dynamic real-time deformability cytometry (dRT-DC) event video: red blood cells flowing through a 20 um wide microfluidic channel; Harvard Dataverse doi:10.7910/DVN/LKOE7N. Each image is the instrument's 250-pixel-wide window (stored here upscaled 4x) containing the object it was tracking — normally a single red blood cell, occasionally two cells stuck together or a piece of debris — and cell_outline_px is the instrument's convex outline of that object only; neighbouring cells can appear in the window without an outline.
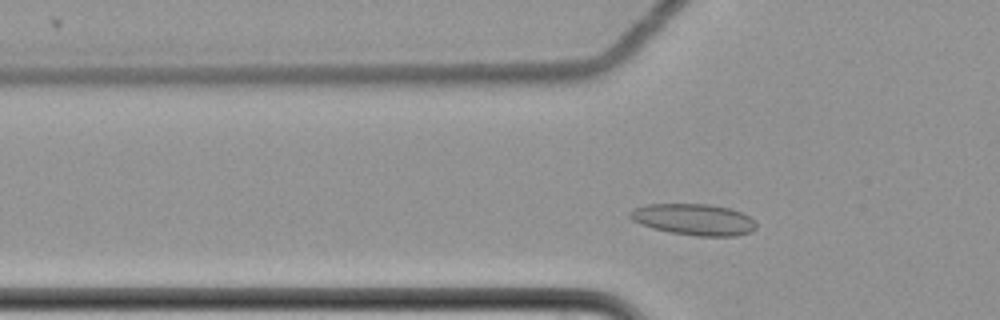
{"species": "common noctule bat (a hibernating species)", "species_latin": "Nyctalus noctula", "temperature_condition": "cold", "stored_images_in_passage": 44, "camera_frame_rate_fps": 3000, "um_per_image_px": 0.085, "animal": {"sex": "female", "body_mass_g": 22.7, "forearm_length_mm": 54.2}, "frame": {"image": 1, "passage_image": 10, "time_ms": 3.0, "image_size_px": [1000, 320], "cell_outline_px": [[756, 228], [752, 232], [736, 236], [696, 236], [672, 232], [652, 228], [640, 224], [632, 220], [628, 216], [628, 212], [632, 208], [648, 204], [708, 204], [728, 208], [740, 212], [756, 220]], "centroid_in_image_um": [58.96, 18.66], "position_along_channel_um": 66.8, "area_um2": 23.18}}
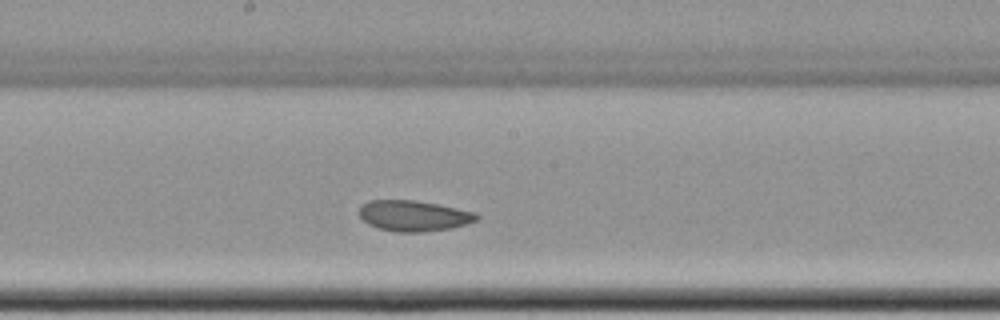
{"frame": {"image": 2, "passage_image": 23, "time_ms": 7.333, "image_size_px": [1000, 320], "cell_outline_px": [[480, 216], [476, 220], [468, 224], [452, 228], [420, 232], [396, 232], [380, 228], [368, 224], [360, 216], [360, 208], [368, 200], [412, 200], [436, 204], [476, 212]], "centroid_in_image_um": [35.19, 18.34], "position_along_channel_um": 213.0, "area_um2": 20.87}}
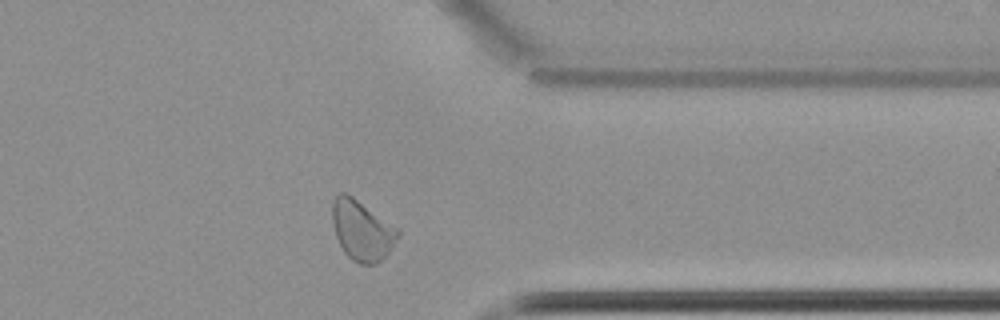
{"frame": {"image": 3, "passage_image": 38, "time_ms": 12.333, "image_size_px": [1000, 320], "cell_outline_px": [[400, 236], [388, 252], [376, 264], [360, 264], [352, 260], [344, 252], [336, 236], [332, 220], [332, 200], [340, 192], [344, 192], [352, 196], [400, 228]], "centroid_in_image_um": [30.78, 19.56], "position_along_channel_um": 380.6, "area_um2": 23.06}, "authors_computed_cell_mechanics": {"area_um2": 21.7906, "velocity_mm_per_s": 3.4546, "shape_relaxation_time_tau1_ms": null, "shape_relaxation_time_tau2_ms": 3.2455, "deformation_change_tau1": null, "deformation_change_tau2": 0.0801}}